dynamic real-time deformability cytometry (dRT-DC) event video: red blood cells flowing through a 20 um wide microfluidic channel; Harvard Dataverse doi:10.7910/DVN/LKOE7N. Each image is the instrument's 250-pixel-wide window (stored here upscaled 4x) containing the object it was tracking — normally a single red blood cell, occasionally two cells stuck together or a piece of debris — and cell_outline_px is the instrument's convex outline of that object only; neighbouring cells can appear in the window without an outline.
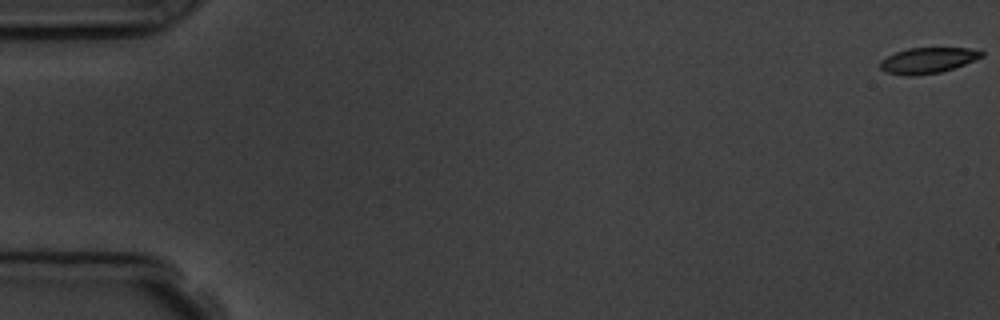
{"species": "common noctule bat (a hibernating species)", "species_latin": "Nyctalus noctula", "temperature_condition": "room temperature", "stored_images_in_passage": 5, "camera_frame_rate_fps": 3000, "um_per_image_px": 0.085, "animal": {"sex": "male", "body_mass_g": 19.5, "forearm_length_mm": 54.6}, "frame": {"image": 1, "passage_image": 1, "time_ms": 0.0, "image_size_px": [1000, 320], "cell_outline_px": [[984, 56], [964, 64], [940, 72], [916, 76], [908, 76], [884, 72], [880, 68], [880, 60], [896, 52], [908, 48], [968, 48], [984, 52]], "centroid_in_image_um": [78.83, 5.14], "position_along_channel_um": 6.2, "area_um2": 15.14}}